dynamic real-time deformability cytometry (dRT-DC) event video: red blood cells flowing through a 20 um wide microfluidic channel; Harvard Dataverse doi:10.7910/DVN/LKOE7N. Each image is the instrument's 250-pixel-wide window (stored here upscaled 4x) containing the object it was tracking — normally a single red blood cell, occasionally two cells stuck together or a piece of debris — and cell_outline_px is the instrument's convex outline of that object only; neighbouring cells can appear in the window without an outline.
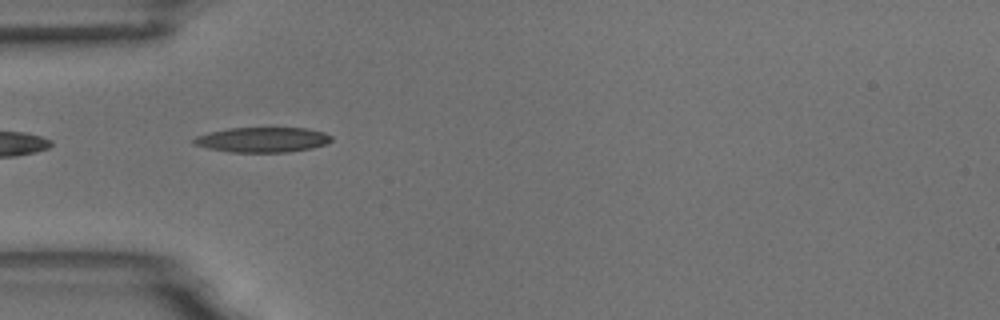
{"species": "common noctule bat (a hibernating species)", "species_latin": "Nyctalus noctula", "temperature_condition": "room temperature", "stored_images_in_passage": 3, "camera_frame_rate_fps": 3000, "um_per_image_px": 0.085, "animal": {"sex": "male", "body_mass_g": 18.8}, "frame": {"image": 1, "passage_image": 2, "time_ms": 1.333, "image_size_px": [1000, 320], "cell_outline_px": [[332, 140], [328, 144], [312, 148], [288, 152], [228, 152], [208, 148], [192, 144], [192, 140], [196, 136], [208, 132], [228, 128], [308, 128], [324, 132], [332, 136]], "centroid_in_image_um": [22.32, 11.88], "position_along_channel_um": 62.7, "area_um2": 20.29}}
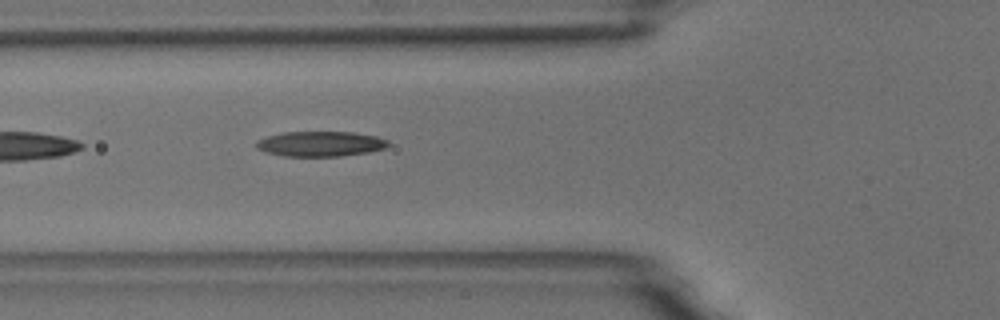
{"frame": {"image": 2, "passage_image": 3, "time_ms": 2.333, "image_size_px": [1000, 320], "cell_outline_px": [[388, 144], [384, 148], [368, 152], [340, 156], [284, 156], [268, 152], [256, 148], [256, 140], [268, 136], [284, 132], [352, 132], [376, 136], [388, 140]], "centroid_in_image_um": [27.22, 12.22], "position_along_channel_um": 98.6, "area_um2": 19.13}}